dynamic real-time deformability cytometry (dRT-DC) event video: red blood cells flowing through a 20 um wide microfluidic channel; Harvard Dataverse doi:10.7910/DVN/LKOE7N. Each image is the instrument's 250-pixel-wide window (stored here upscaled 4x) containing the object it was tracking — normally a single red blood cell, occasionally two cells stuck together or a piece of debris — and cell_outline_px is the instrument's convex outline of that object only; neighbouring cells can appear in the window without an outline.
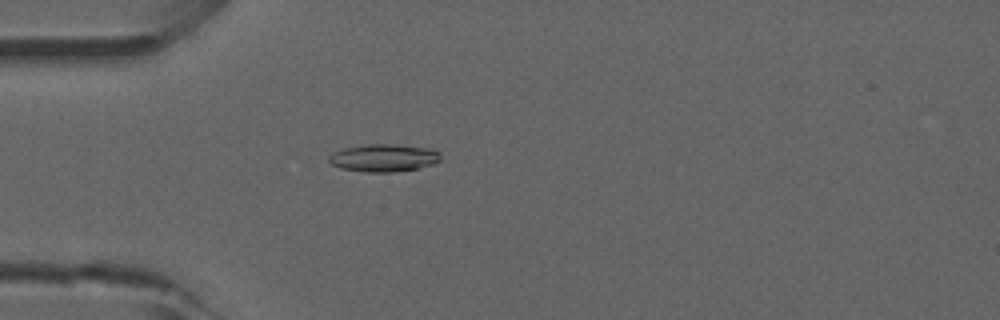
{"species": "common noctule bat (a hibernating species)", "species_latin": "Nyctalus noctula", "temperature_condition": "room temperature", "stored_images_in_passage": 52, "camera_frame_rate_fps": 3000, "um_per_image_px": 0.085, "animal": {"sex": "male", "forearm_length_mm": 52.5}, "frame": {"image": 1, "passage_image": 14, "time_ms": 4.333, "image_size_px": [1000, 320], "cell_outline_px": [[440, 160], [432, 164], [416, 168], [396, 172], [364, 172], [340, 168], [332, 164], [328, 160], [328, 156], [344, 148], [364, 144], [396, 144], [428, 148], [440, 152]], "centroid_in_image_um": [32.6, 13.42], "position_along_channel_um": 52.4, "area_um2": 17.92}}
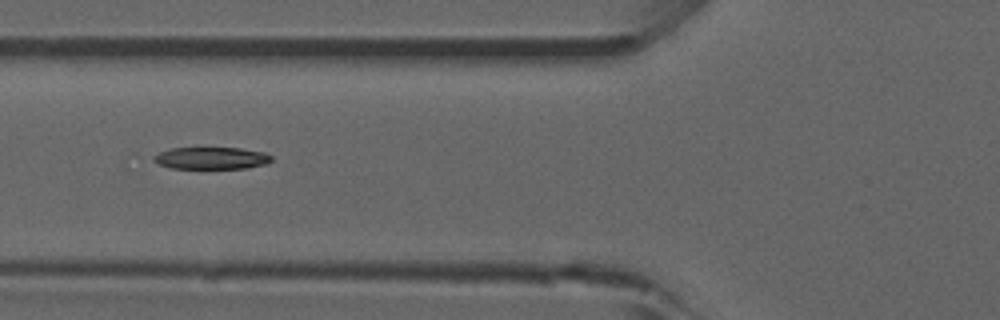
{"frame": {"image": 2, "passage_image": 19, "time_ms": 6.0, "image_size_px": [1000, 320], "cell_outline_px": [[272, 160], [268, 164], [248, 168], [168, 168], [152, 160], [152, 156], [168, 148], [240, 148], [264, 152], [272, 156]], "centroid_in_image_um": [17.97, 13.44], "position_along_channel_um": 107.8, "area_um2": 15.26}}
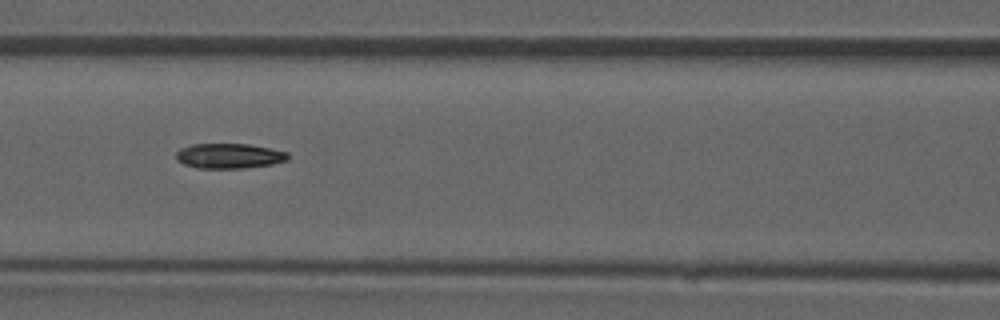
{"frame": {"image": 3, "passage_image": 22, "time_ms": 7.0, "image_size_px": [1000, 320], "cell_outline_px": [[288, 160], [272, 164], [244, 168], [196, 168], [184, 164], [176, 160], [176, 152], [180, 148], [192, 144], [248, 144], [288, 152]], "centroid_in_image_um": [19.45, 13.25], "position_along_channel_um": 147.2, "area_um2": 16.3}}